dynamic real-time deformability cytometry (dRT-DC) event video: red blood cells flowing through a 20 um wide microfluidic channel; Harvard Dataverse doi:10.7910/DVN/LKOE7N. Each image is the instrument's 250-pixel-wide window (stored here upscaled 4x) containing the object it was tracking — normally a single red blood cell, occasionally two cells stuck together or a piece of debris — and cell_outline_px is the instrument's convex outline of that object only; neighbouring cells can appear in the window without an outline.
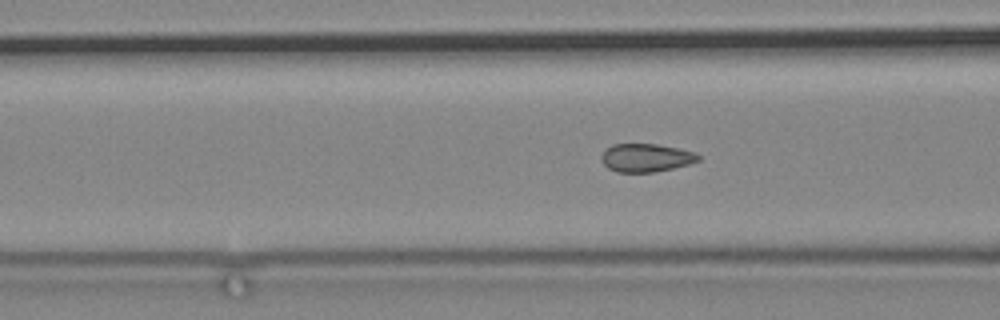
{"species": "common noctule bat (a hibernating species)", "species_latin": "Nyctalus noctula", "temperature_condition": "cold", "stored_images_in_passage": 48, "camera_frame_rate_fps": 3000, "um_per_image_px": 0.085, "animal": {"sex": "male", "body_mass_g": 19.2, "forearm_length_mm": 51.8}, "frame": {"image": 1, "passage_image": 9, "time_ms": 2.667, "image_size_px": [1000, 320], "cell_outline_px": [[700, 160], [688, 164], [672, 168], [652, 172], [616, 172], [608, 168], [604, 164], [600, 156], [612, 144], [656, 144], [696, 152], [700, 156]], "centroid_in_image_um": [54.91, 13.41], "position_along_channel_um": 111.7, "area_um2": 15.78}}
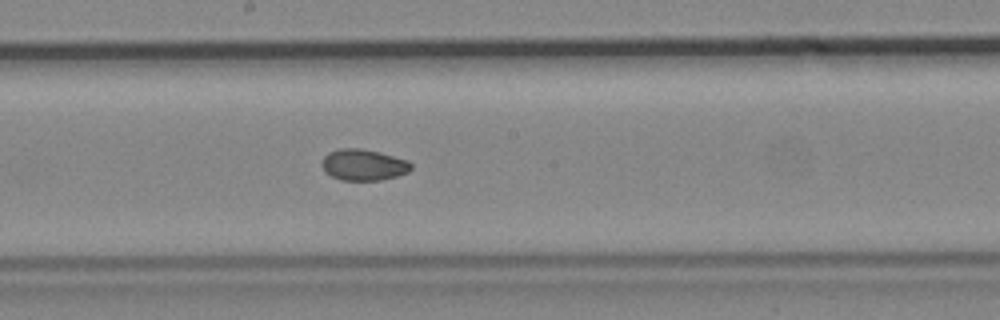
{"frame": {"image": 2, "passage_image": 19, "time_ms": 6.0, "image_size_px": [1000, 320], "cell_outline_px": [[412, 168], [408, 172], [396, 176], [380, 180], [340, 180], [324, 172], [320, 164], [324, 156], [328, 152], [340, 148], [360, 148], [380, 152], [408, 160], [412, 164]], "centroid_in_image_um": [30.87, 14.0], "position_along_channel_um": 217.3, "area_um2": 16.42}}
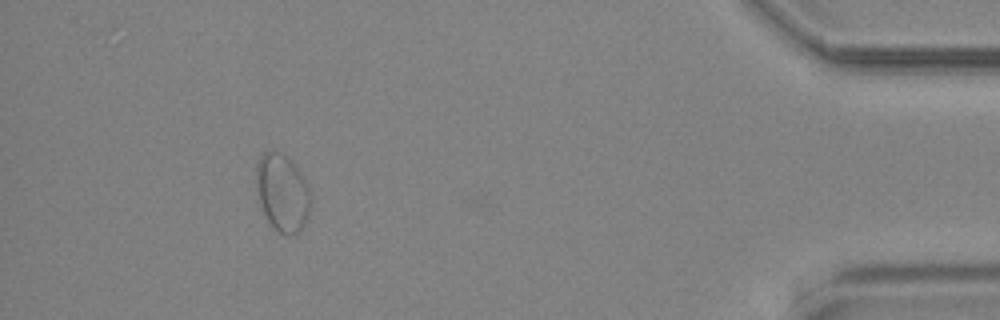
{"frame": {"image": 3, "passage_image": 43, "time_ms": 14.0, "image_size_px": [1000, 320], "cell_outline_px": [[312, 200], [308, 216], [300, 228], [296, 232], [288, 236], [280, 232], [268, 220], [260, 204], [256, 184], [256, 164], [260, 156], [264, 152], [280, 152], [288, 156], [300, 172], [308, 188]], "centroid_in_image_um": [24.0, 16.34], "position_along_channel_um": 411.2, "area_um2": 24.22}}